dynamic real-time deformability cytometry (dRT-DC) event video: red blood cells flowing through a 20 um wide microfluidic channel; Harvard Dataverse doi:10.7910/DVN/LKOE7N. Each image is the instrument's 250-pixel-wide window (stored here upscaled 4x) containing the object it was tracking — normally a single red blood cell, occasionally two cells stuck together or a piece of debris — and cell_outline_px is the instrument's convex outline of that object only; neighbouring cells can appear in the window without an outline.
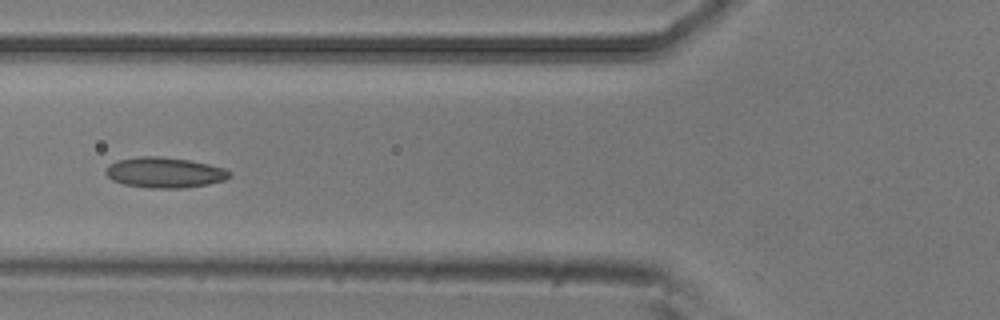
{"species": "common noctule bat (a hibernating species)", "species_latin": "Nyctalus noctula", "temperature_condition": "room temperature", "stored_images_in_passage": 17, "camera_frame_rate_fps": 3000, "um_per_image_px": 0.085, "animal": {"sex": "male", "body_mass_g": 20.5, "forearm_length_mm": 52.5}, "frame": {"image": 1, "passage_image": 6, "time_ms": 1.667, "image_size_px": [1000, 320], "cell_outline_px": [[232, 176], [224, 180], [208, 184], [184, 188], [148, 188], [124, 184], [112, 180], [104, 172], [108, 164], [116, 160], [136, 156], [160, 156], [188, 160], [208, 164], [224, 168], [232, 172]], "centroid_in_image_um": [13.97, 14.66], "position_along_channel_um": 111.8, "area_um2": 22.2}}
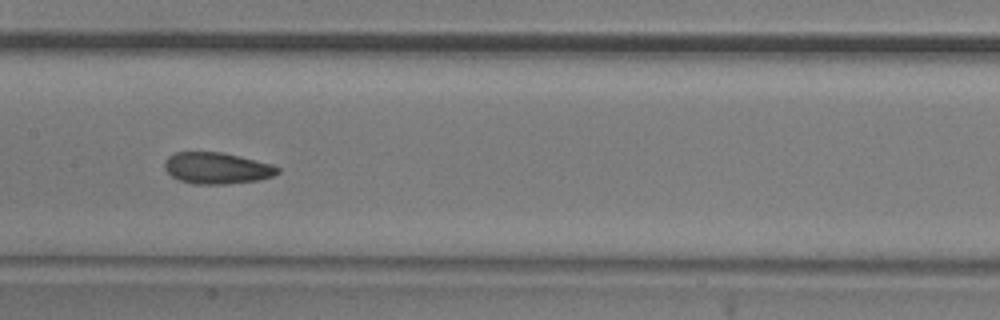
{"frame": {"image": 2, "passage_image": 12, "time_ms": 3.667, "image_size_px": [1000, 320], "cell_outline_px": [[280, 172], [272, 176], [256, 180], [224, 184], [196, 184], [180, 180], [172, 176], [164, 168], [164, 160], [168, 156], [176, 152], [220, 152], [240, 156], [272, 164], [280, 168]], "centroid_in_image_um": [18.42, 14.28], "position_along_channel_um": 189.0, "area_um2": 20.58}}
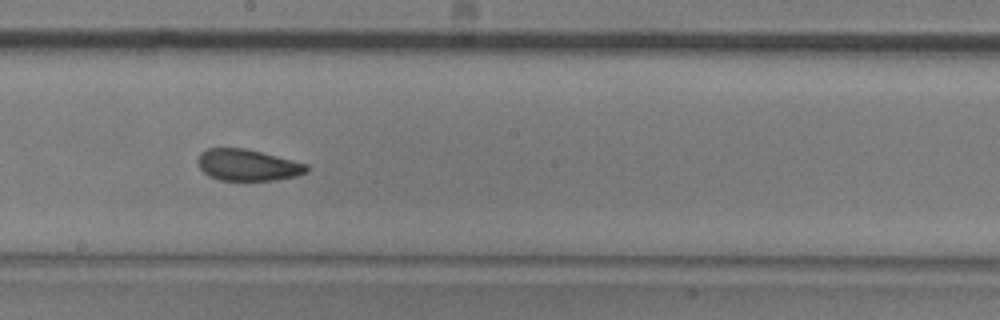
{"frame": {"image": 3, "passage_image": 15, "time_ms": 4.667, "image_size_px": [1000, 320], "cell_outline_px": [[308, 172], [296, 176], [276, 180], [220, 180], [208, 176], [200, 168], [196, 160], [200, 152], [208, 148], [244, 148], [308, 164]], "centroid_in_image_um": [21.03, 14.03], "position_along_channel_um": 227.2, "area_um2": 19.94}}